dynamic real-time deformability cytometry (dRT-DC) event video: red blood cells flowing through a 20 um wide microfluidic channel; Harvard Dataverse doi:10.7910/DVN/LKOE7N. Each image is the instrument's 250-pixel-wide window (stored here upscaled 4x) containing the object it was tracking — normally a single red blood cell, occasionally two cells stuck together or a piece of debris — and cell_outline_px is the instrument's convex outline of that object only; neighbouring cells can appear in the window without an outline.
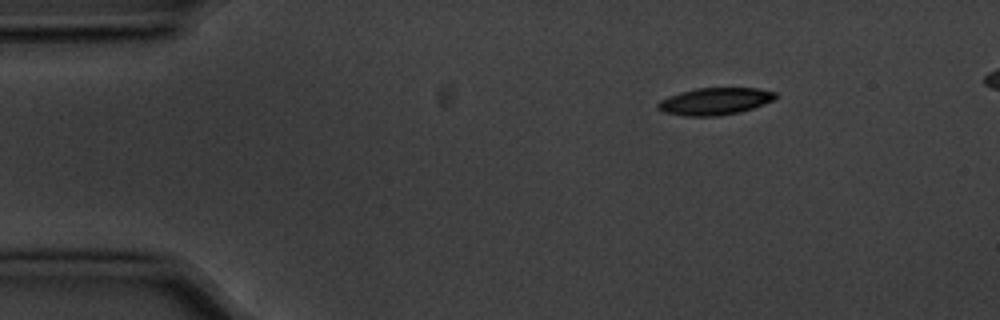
{"species": "common noctule bat (a hibernating species)", "species_latin": "Nyctalus noctula", "temperature_condition": "cold", "stored_images_in_passage": 4, "camera_frame_rate_fps": 3000, "um_per_image_px": 0.085, "animal": {"sex": "male", "body_mass_g": 20.1, "forearm_length_mm": 53.5}, "frame": {"image": 1, "passage_image": 1, "time_ms": 0.0, "image_size_px": [1000, 320], "cell_outline_px": [[776, 96], [772, 100], [764, 104], [740, 112], [716, 116], [684, 116], [664, 112], [656, 108], [656, 104], [660, 100], [668, 96], [680, 92], [696, 88], [756, 88], [776, 92]], "centroid_in_image_um": [60.72, 8.61], "position_along_channel_um": 24.3, "area_um2": 18.55}}